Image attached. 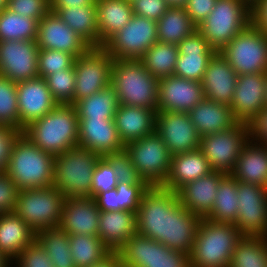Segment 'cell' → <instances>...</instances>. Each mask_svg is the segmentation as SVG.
<instances>
[{"instance_id": "91938a15", "label": "cell", "mask_w": 267, "mask_h": 267, "mask_svg": "<svg viewBox=\"0 0 267 267\" xmlns=\"http://www.w3.org/2000/svg\"><path fill=\"white\" fill-rule=\"evenodd\" d=\"M251 25L267 35V0H258L251 6Z\"/></svg>"}, {"instance_id": "4fadbf2b", "label": "cell", "mask_w": 267, "mask_h": 267, "mask_svg": "<svg viewBox=\"0 0 267 267\" xmlns=\"http://www.w3.org/2000/svg\"><path fill=\"white\" fill-rule=\"evenodd\" d=\"M157 41V22L134 14L103 48L113 59L139 60Z\"/></svg>"}, {"instance_id": "d6986e66", "label": "cell", "mask_w": 267, "mask_h": 267, "mask_svg": "<svg viewBox=\"0 0 267 267\" xmlns=\"http://www.w3.org/2000/svg\"><path fill=\"white\" fill-rule=\"evenodd\" d=\"M19 110V130L52 111L58 103L42 77L16 83Z\"/></svg>"}, {"instance_id": "7402d4cb", "label": "cell", "mask_w": 267, "mask_h": 267, "mask_svg": "<svg viewBox=\"0 0 267 267\" xmlns=\"http://www.w3.org/2000/svg\"><path fill=\"white\" fill-rule=\"evenodd\" d=\"M177 46L179 55L174 75L202 82L207 64L216 51L198 30L183 39Z\"/></svg>"}, {"instance_id": "f6af8a7d", "label": "cell", "mask_w": 267, "mask_h": 267, "mask_svg": "<svg viewBox=\"0 0 267 267\" xmlns=\"http://www.w3.org/2000/svg\"><path fill=\"white\" fill-rule=\"evenodd\" d=\"M16 83L0 76V124L19 129Z\"/></svg>"}, {"instance_id": "9a60e30c", "label": "cell", "mask_w": 267, "mask_h": 267, "mask_svg": "<svg viewBox=\"0 0 267 267\" xmlns=\"http://www.w3.org/2000/svg\"><path fill=\"white\" fill-rule=\"evenodd\" d=\"M237 196L234 225L243 236L267 237V188L237 181Z\"/></svg>"}, {"instance_id": "f546056e", "label": "cell", "mask_w": 267, "mask_h": 267, "mask_svg": "<svg viewBox=\"0 0 267 267\" xmlns=\"http://www.w3.org/2000/svg\"><path fill=\"white\" fill-rule=\"evenodd\" d=\"M213 169L199 150L172 156L169 174L162 187L177 191L188 182L210 174Z\"/></svg>"}, {"instance_id": "484cf974", "label": "cell", "mask_w": 267, "mask_h": 267, "mask_svg": "<svg viewBox=\"0 0 267 267\" xmlns=\"http://www.w3.org/2000/svg\"><path fill=\"white\" fill-rule=\"evenodd\" d=\"M226 174L212 171L180 187L176 192L179 202L192 213L205 218L212 210L220 180Z\"/></svg>"}, {"instance_id": "44dd1931", "label": "cell", "mask_w": 267, "mask_h": 267, "mask_svg": "<svg viewBox=\"0 0 267 267\" xmlns=\"http://www.w3.org/2000/svg\"><path fill=\"white\" fill-rule=\"evenodd\" d=\"M36 43L38 48L64 51L75 58L90 48L51 10L38 22Z\"/></svg>"}, {"instance_id": "be15d7a7", "label": "cell", "mask_w": 267, "mask_h": 267, "mask_svg": "<svg viewBox=\"0 0 267 267\" xmlns=\"http://www.w3.org/2000/svg\"><path fill=\"white\" fill-rule=\"evenodd\" d=\"M11 265V266H10ZM0 267H12V261L0 252Z\"/></svg>"}, {"instance_id": "a7ac6f4b", "label": "cell", "mask_w": 267, "mask_h": 267, "mask_svg": "<svg viewBox=\"0 0 267 267\" xmlns=\"http://www.w3.org/2000/svg\"><path fill=\"white\" fill-rule=\"evenodd\" d=\"M266 105H267V84H266Z\"/></svg>"}, {"instance_id": "003e7915", "label": "cell", "mask_w": 267, "mask_h": 267, "mask_svg": "<svg viewBox=\"0 0 267 267\" xmlns=\"http://www.w3.org/2000/svg\"><path fill=\"white\" fill-rule=\"evenodd\" d=\"M242 1H245L250 7L256 3L258 0H242Z\"/></svg>"}, {"instance_id": "60d3db41", "label": "cell", "mask_w": 267, "mask_h": 267, "mask_svg": "<svg viewBox=\"0 0 267 267\" xmlns=\"http://www.w3.org/2000/svg\"><path fill=\"white\" fill-rule=\"evenodd\" d=\"M69 245L76 267H90L111 252L99 236L69 235Z\"/></svg>"}, {"instance_id": "ba28073f", "label": "cell", "mask_w": 267, "mask_h": 267, "mask_svg": "<svg viewBox=\"0 0 267 267\" xmlns=\"http://www.w3.org/2000/svg\"><path fill=\"white\" fill-rule=\"evenodd\" d=\"M219 53L237 75L267 73V35L251 24Z\"/></svg>"}, {"instance_id": "7c38bea8", "label": "cell", "mask_w": 267, "mask_h": 267, "mask_svg": "<svg viewBox=\"0 0 267 267\" xmlns=\"http://www.w3.org/2000/svg\"><path fill=\"white\" fill-rule=\"evenodd\" d=\"M249 141L247 123L237 122L232 128L201 136L199 150L213 171L232 174L243 146Z\"/></svg>"}, {"instance_id": "c3c4849f", "label": "cell", "mask_w": 267, "mask_h": 267, "mask_svg": "<svg viewBox=\"0 0 267 267\" xmlns=\"http://www.w3.org/2000/svg\"><path fill=\"white\" fill-rule=\"evenodd\" d=\"M117 184L118 180L114 169L103 157H101L93 171L90 197L93 198L98 193L112 190L116 188Z\"/></svg>"}, {"instance_id": "8fae6325", "label": "cell", "mask_w": 267, "mask_h": 267, "mask_svg": "<svg viewBox=\"0 0 267 267\" xmlns=\"http://www.w3.org/2000/svg\"><path fill=\"white\" fill-rule=\"evenodd\" d=\"M177 198L176 191L162 186H150L144 192L136 212L137 233L166 246L169 206Z\"/></svg>"}, {"instance_id": "30bf717a", "label": "cell", "mask_w": 267, "mask_h": 267, "mask_svg": "<svg viewBox=\"0 0 267 267\" xmlns=\"http://www.w3.org/2000/svg\"><path fill=\"white\" fill-rule=\"evenodd\" d=\"M117 252L123 267H190L188 254L138 233Z\"/></svg>"}, {"instance_id": "03108f58", "label": "cell", "mask_w": 267, "mask_h": 267, "mask_svg": "<svg viewBox=\"0 0 267 267\" xmlns=\"http://www.w3.org/2000/svg\"><path fill=\"white\" fill-rule=\"evenodd\" d=\"M8 5V0H0V12H2Z\"/></svg>"}, {"instance_id": "603a6c76", "label": "cell", "mask_w": 267, "mask_h": 267, "mask_svg": "<svg viewBox=\"0 0 267 267\" xmlns=\"http://www.w3.org/2000/svg\"><path fill=\"white\" fill-rule=\"evenodd\" d=\"M99 213L91 197H66L58 228L69 235L98 236Z\"/></svg>"}, {"instance_id": "d4e9b609", "label": "cell", "mask_w": 267, "mask_h": 267, "mask_svg": "<svg viewBox=\"0 0 267 267\" xmlns=\"http://www.w3.org/2000/svg\"><path fill=\"white\" fill-rule=\"evenodd\" d=\"M237 76L225 58L216 52L209 60L201 82L204 97L231 107Z\"/></svg>"}, {"instance_id": "ac0fdd59", "label": "cell", "mask_w": 267, "mask_h": 267, "mask_svg": "<svg viewBox=\"0 0 267 267\" xmlns=\"http://www.w3.org/2000/svg\"><path fill=\"white\" fill-rule=\"evenodd\" d=\"M267 73L238 75L231 101L234 118L249 123L257 113L266 107Z\"/></svg>"}, {"instance_id": "7bdbcfd3", "label": "cell", "mask_w": 267, "mask_h": 267, "mask_svg": "<svg viewBox=\"0 0 267 267\" xmlns=\"http://www.w3.org/2000/svg\"><path fill=\"white\" fill-rule=\"evenodd\" d=\"M38 21L18 15L7 7L0 12V41L36 40Z\"/></svg>"}, {"instance_id": "b9f144b4", "label": "cell", "mask_w": 267, "mask_h": 267, "mask_svg": "<svg viewBox=\"0 0 267 267\" xmlns=\"http://www.w3.org/2000/svg\"><path fill=\"white\" fill-rule=\"evenodd\" d=\"M229 267H267V237L243 236L234 249Z\"/></svg>"}, {"instance_id": "7dc6e473", "label": "cell", "mask_w": 267, "mask_h": 267, "mask_svg": "<svg viewBox=\"0 0 267 267\" xmlns=\"http://www.w3.org/2000/svg\"><path fill=\"white\" fill-rule=\"evenodd\" d=\"M103 158L114 169L118 182L129 185L147 184L138 174L129 154L121 150L112 154H106Z\"/></svg>"}, {"instance_id": "1f68e13d", "label": "cell", "mask_w": 267, "mask_h": 267, "mask_svg": "<svg viewBox=\"0 0 267 267\" xmlns=\"http://www.w3.org/2000/svg\"><path fill=\"white\" fill-rule=\"evenodd\" d=\"M188 113L200 136L230 129L238 122L230 106L205 97Z\"/></svg>"}, {"instance_id": "6da1fadb", "label": "cell", "mask_w": 267, "mask_h": 267, "mask_svg": "<svg viewBox=\"0 0 267 267\" xmlns=\"http://www.w3.org/2000/svg\"><path fill=\"white\" fill-rule=\"evenodd\" d=\"M36 146L53 156L78 147L79 118L72 104H58L22 131Z\"/></svg>"}, {"instance_id": "9c48e42d", "label": "cell", "mask_w": 267, "mask_h": 267, "mask_svg": "<svg viewBox=\"0 0 267 267\" xmlns=\"http://www.w3.org/2000/svg\"><path fill=\"white\" fill-rule=\"evenodd\" d=\"M139 176L149 186H162L170 170L172 155L161 137L151 135L125 145Z\"/></svg>"}, {"instance_id": "836d02e7", "label": "cell", "mask_w": 267, "mask_h": 267, "mask_svg": "<svg viewBox=\"0 0 267 267\" xmlns=\"http://www.w3.org/2000/svg\"><path fill=\"white\" fill-rule=\"evenodd\" d=\"M51 11L78 34L90 47H99L97 5L51 7Z\"/></svg>"}, {"instance_id": "4316f807", "label": "cell", "mask_w": 267, "mask_h": 267, "mask_svg": "<svg viewBox=\"0 0 267 267\" xmlns=\"http://www.w3.org/2000/svg\"><path fill=\"white\" fill-rule=\"evenodd\" d=\"M202 218L181 205L177 198L169 206V226L166 247L190 254Z\"/></svg>"}, {"instance_id": "8d00e7d4", "label": "cell", "mask_w": 267, "mask_h": 267, "mask_svg": "<svg viewBox=\"0 0 267 267\" xmlns=\"http://www.w3.org/2000/svg\"><path fill=\"white\" fill-rule=\"evenodd\" d=\"M74 106L79 119H114L119 101L115 89L109 85L107 88L77 101Z\"/></svg>"}, {"instance_id": "3957f363", "label": "cell", "mask_w": 267, "mask_h": 267, "mask_svg": "<svg viewBox=\"0 0 267 267\" xmlns=\"http://www.w3.org/2000/svg\"><path fill=\"white\" fill-rule=\"evenodd\" d=\"M242 237L233 223L202 218L189 254L190 267H229L234 249Z\"/></svg>"}, {"instance_id": "4dcf8cb0", "label": "cell", "mask_w": 267, "mask_h": 267, "mask_svg": "<svg viewBox=\"0 0 267 267\" xmlns=\"http://www.w3.org/2000/svg\"><path fill=\"white\" fill-rule=\"evenodd\" d=\"M237 181L267 188V145L248 141L231 174Z\"/></svg>"}, {"instance_id": "cb8c5ba5", "label": "cell", "mask_w": 267, "mask_h": 267, "mask_svg": "<svg viewBox=\"0 0 267 267\" xmlns=\"http://www.w3.org/2000/svg\"><path fill=\"white\" fill-rule=\"evenodd\" d=\"M78 147L101 157L125 150L114 119H79Z\"/></svg>"}, {"instance_id": "d590c367", "label": "cell", "mask_w": 267, "mask_h": 267, "mask_svg": "<svg viewBox=\"0 0 267 267\" xmlns=\"http://www.w3.org/2000/svg\"><path fill=\"white\" fill-rule=\"evenodd\" d=\"M197 27L192 23L184 7L170 6L157 21L159 42L178 45L190 36Z\"/></svg>"}, {"instance_id": "83f0119b", "label": "cell", "mask_w": 267, "mask_h": 267, "mask_svg": "<svg viewBox=\"0 0 267 267\" xmlns=\"http://www.w3.org/2000/svg\"><path fill=\"white\" fill-rule=\"evenodd\" d=\"M156 110L119 105L114 115L117 132L124 145L156 132Z\"/></svg>"}, {"instance_id": "74e56055", "label": "cell", "mask_w": 267, "mask_h": 267, "mask_svg": "<svg viewBox=\"0 0 267 267\" xmlns=\"http://www.w3.org/2000/svg\"><path fill=\"white\" fill-rule=\"evenodd\" d=\"M237 203V180L231 174H226L220 180L213 208L205 219L234 224L238 212Z\"/></svg>"}, {"instance_id": "d6a6232c", "label": "cell", "mask_w": 267, "mask_h": 267, "mask_svg": "<svg viewBox=\"0 0 267 267\" xmlns=\"http://www.w3.org/2000/svg\"><path fill=\"white\" fill-rule=\"evenodd\" d=\"M36 239V233L15 212L0 214V252L13 261Z\"/></svg>"}, {"instance_id": "94428289", "label": "cell", "mask_w": 267, "mask_h": 267, "mask_svg": "<svg viewBox=\"0 0 267 267\" xmlns=\"http://www.w3.org/2000/svg\"><path fill=\"white\" fill-rule=\"evenodd\" d=\"M96 0H50V7H77L83 5H93Z\"/></svg>"}, {"instance_id": "e575fe53", "label": "cell", "mask_w": 267, "mask_h": 267, "mask_svg": "<svg viewBox=\"0 0 267 267\" xmlns=\"http://www.w3.org/2000/svg\"><path fill=\"white\" fill-rule=\"evenodd\" d=\"M99 47L129 23L133 9L129 0H96Z\"/></svg>"}, {"instance_id": "2e32d148", "label": "cell", "mask_w": 267, "mask_h": 267, "mask_svg": "<svg viewBox=\"0 0 267 267\" xmlns=\"http://www.w3.org/2000/svg\"><path fill=\"white\" fill-rule=\"evenodd\" d=\"M36 40L0 41V76L14 83L39 76Z\"/></svg>"}, {"instance_id": "52a82bcc", "label": "cell", "mask_w": 267, "mask_h": 267, "mask_svg": "<svg viewBox=\"0 0 267 267\" xmlns=\"http://www.w3.org/2000/svg\"><path fill=\"white\" fill-rule=\"evenodd\" d=\"M64 199L53 185L44 188L20 189L14 212L35 233L57 228Z\"/></svg>"}, {"instance_id": "5bb4252c", "label": "cell", "mask_w": 267, "mask_h": 267, "mask_svg": "<svg viewBox=\"0 0 267 267\" xmlns=\"http://www.w3.org/2000/svg\"><path fill=\"white\" fill-rule=\"evenodd\" d=\"M113 60L103 47H90L75 58L74 104L111 85Z\"/></svg>"}, {"instance_id": "f5cc1de1", "label": "cell", "mask_w": 267, "mask_h": 267, "mask_svg": "<svg viewBox=\"0 0 267 267\" xmlns=\"http://www.w3.org/2000/svg\"><path fill=\"white\" fill-rule=\"evenodd\" d=\"M133 13L157 22L168 10L167 0H131Z\"/></svg>"}, {"instance_id": "ffe728a7", "label": "cell", "mask_w": 267, "mask_h": 267, "mask_svg": "<svg viewBox=\"0 0 267 267\" xmlns=\"http://www.w3.org/2000/svg\"><path fill=\"white\" fill-rule=\"evenodd\" d=\"M204 98L202 83L171 75L158 81L157 112H189Z\"/></svg>"}, {"instance_id": "f907efd6", "label": "cell", "mask_w": 267, "mask_h": 267, "mask_svg": "<svg viewBox=\"0 0 267 267\" xmlns=\"http://www.w3.org/2000/svg\"><path fill=\"white\" fill-rule=\"evenodd\" d=\"M7 8L38 22L51 10L50 0H8Z\"/></svg>"}, {"instance_id": "816d5d0a", "label": "cell", "mask_w": 267, "mask_h": 267, "mask_svg": "<svg viewBox=\"0 0 267 267\" xmlns=\"http://www.w3.org/2000/svg\"><path fill=\"white\" fill-rule=\"evenodd\" d=\"M148 184L129 185L120 183L116 185V191L119 193L121 210L137 212L144 192L149 188Z\"/></svg>"}, {"instance_id": "6f0895ef", "label": "cell", "mask_w": 267, "mask_h": 267, "mask_svg": "<svg viewBox=\"0 0 267 267\" xmlns=\"http://www.w3.org/2000/svg\"><path fill=\"white\" fill-rule=\"evenodd\" d=\"M249 140L267 145V106L261 109L249 122Z\"/></svg>"}, {"instance_id": "680465c9", "label": "cell", "mask_w": 267, "mask_h": 267, "mask_svg": "<svg viewBox=\"0 0 267 267\" xmlns=\"http://www.w3.org/2000/svg\"><path fill=\"white\" fill-rule=\"evenodd\" d=\"M97 207L100 211H120L121 204L119 199V193L116 188L107 192L98 193L93 197Z\"/></svg>"}, {"instance_id": "11a10c76", "label": "cell", "mask_w": 267, "mask_h": 267, "mask_svg": "<svg viewBox=\"0 0 267 267\" xmlns=\"http://www.w3.org/2000/svg\"><path fill=\"white\" fill-rule=\"evenodd\" d=\"M21 132L15 127L0 124V173L6 170L12 146Z\"/></svg>"}, {"instance_id": "ee69618b", "label": "cell", "mask_w": 267, "mask_h": 267, "mask_svg": "<svg viewBox=\"0 0 267 267\" xmlns=\"http://www.w3.org/2000/svg\"><path fill=\"white\" fill-rule=\"evenodd\" d=\"M53 99L58 104L74 105L75 69L74 65L66 70L52 73L44 78Z\"/></svg>"}, {"instance_id": "7a4b0ae2", "label": "cell", "mask_w": 267, "mask_h": 267, "mask_svg": "<svg viewBox=\"0 0 267 267\" xmlns=\"http://www.w3.org/2000/svg\"><path fill=\"white\" fill-rule=\"evenodd\" d=\"M55 156L36 146L22 132L15 139L5 172L17 188H44L53 185Z\"/></svg>"}, {"instance_id": "681fc988", "label": "cell", "mask_w": 267, "mask_h": 267, "mask_svg": "<svg viewBox=\"0 0 267 267\" xmlns=\"http://www.w3.org/2000/svg\"><path fill=\"white\" fill-rule=\"evenodd\" d=\"M15 266L54 267L53 263L50 261V258L46 254L45 249L36 239L12 261V267Z\"/></svg>"}, {"instance_id": "e0dca14e", "label": "cell", "mask_w": 267, "mask_h": 267, "mask_svg": "<svg viewBox=\"0 0 267 267\" xmlns=\"http://www.w3.org/2000/svg\"><path fill=\"white\" fill-rule=\"evenodd\" d=\"M156 133L172 156L199 149L201 136L187 112H157Z\"/></svg>"}, {"instance_id": "f35d334b", "label": "cell", "mask_w": 267, "mask_h": 267, "mask_svg": "<svg viewBox=\"0 0 267 267\" xmlns=\"http://www.w3.org/2000/svg\"><path fill=\"white\" fill-rule=\"evenodd\" d=\"M178 55L176 44L157 41L139 60L144 68L159 80L174 75Z\"/></svg>"}, {"instance_id": "9f6ffc18", "label": "cell", "mask_w": 267, "mask_h": 267, "mask_svg": "<svg viewBox=\"0 0 267 267\" xmlns=\"http://www.w3.org/2000/svg\"><path fill=\"white\" fill-rule=\"evenodd\" d=\"M216 1L217 0H187L184 8L196 27L208 17Z\"/></svg>"}, {"instance_id": "5b68a950", "label": "cell", "mask_w": 267, "mask_h": 267, "mask_svg": "<svg viewBox=\"0 0 267 267\" xmlns=\"http://www.w3.org/2000/svg\"><path fill=\"white\" fill-rule=\"evenodd\" d=\"M101 158L95 152L75 147L55 156L53 186L66 197H90L94 168Z\"/></svg>"}, {"instance_id": "277c9868", "label": "cell", "mask_w": 267, "mask_h": 267, "mask_svg": "<svg viewBox=\"0 0 267 267\" xmlns=\"http://www.w3.org/2000/svg\"><path fill=\"white\" fill-rule=\"evenodd\" d=\"M158 81L140 60H113L111 86L116 91L119 105L157 111Z\"/></svg>"}, {"instance_id": "db71d44e", "label": "cell", "mask_w": 267, "mask_h": 267, "mask_svg": "<svg viewBox=\"0 0 267 267\" xmlns=\"http://www.w3.org/2000/svg\"><path fill=\"white\" fill-rule=\"evenodd\" d=\"M19 189L16 183L7 175L0 173V214L14 212Z\"/></svg>"}, {"instance_id": "6125c7cd", "label": "cell", "mask_w": 267, "mask_h": 267, "mask_svg": "<svg viewBox=\"0 0 267 267\" xmlns=\"http://www.w3.org/2000/svg\"><path fill=\"white\" fill-rule=\"evenodd\" d=\"M90 267H123L119 258L118 252H110L100 262H97Z\"/></svg>"}, {"instance_id": "f1b7e54d", "label": "cell", "mask_w": 267, "mask_h": 267, "mask_svg": "<svg viewBox=\"0 0 267 267\" xmlns=\"http://www.w3.org/2000/svg\"><path fill=\"white\" fill-rule=\"evenodd\" d=\"M98 222V236L111 252H117L137 233L136 213L132 211H100Z\"/></svg>"}, {"instance_id": "ab89813d", "label": "cell", "mask_w": 267, "mask_h": 267, "mask_svg": "<svg viewBox=\"0 0 267 267\" xmlns=\"http://www.w3.org/2000/svg\"><path fill=\"white\" fill-rule=\"evenodd\" d=\"M36 240L45 249L54 267H76L71 256L69 234L57 228L40 230Z\"/></svg>"}, {"instance_id": "8992f818", "label": "cell", "mask_w": 267, "mask_h": 267, "mask_svg": "<svg viewBox=\"0 0 267 267\" xmlns=\"http://www.w3.org/2000/svg\"><path fill=\"white\" fill-rule=\"evenodd\" d=\"M251 7L242 0H217L213 10L197 30L219 52L251 24Z\"/></svg>"}, {"instance_id": "e7e4bbea", "label": "cell", "mask_w": 267, "mask_h": 267, "mask_svg": "<svg viewBox=\"0 0 267 267\" xmlns=\"http://www.w3.org/2000/svg\"><path fill=\"white\" fill-rule=\"evenodd\" d=\"M170 6L184 7L187 0H167Z\"/></svg>"}, {"instance_id": "bcb514c9", "label": "cell", "mask_w": 267, "mask_h": 267, "mask_svg": "<svg viewBox=\"0 0 267 267\" xmlns=\"http://www.w3.org/2000/svg\"><path fill=\"white\" fill-rule=\"evenodd\" d=\"M74 61L75 57L67 52L39 48V77L45 78L52 73L66 70L74 65Z\"/></svg>"}]
</instances>
